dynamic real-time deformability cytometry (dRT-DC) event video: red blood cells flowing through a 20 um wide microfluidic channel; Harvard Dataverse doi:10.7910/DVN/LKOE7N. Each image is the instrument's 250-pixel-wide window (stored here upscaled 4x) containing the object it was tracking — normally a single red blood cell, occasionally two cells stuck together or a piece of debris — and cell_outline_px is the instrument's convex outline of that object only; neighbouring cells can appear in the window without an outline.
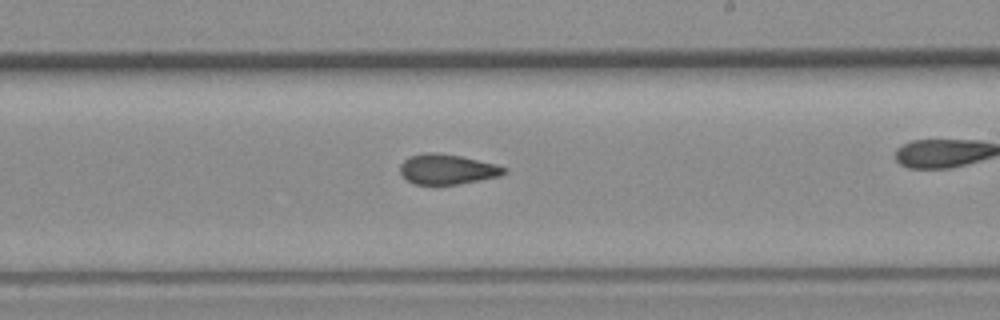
{"species": "common noctule bat (a hibernating species)", "species_latin": "Nyctalus noctula", "temperature_condition": "room temperature", "stored_images_in_passage": 34, "camera_frame_rate_fps": 3000, "um_per_image_px": 0.085, "animal": {"sex": "female", "body_mass_g": 19.3, "forearm_length_mm": 54.1}, "frame": {"image": 1, "passage_image": 25, "time_ms": 8.0, "image_size_px": [1000, 320], "cell_outline_px": [[508, 172], [500, 176], [480, 180], [456, 184], [412, 184], [400, 172], [400, 164], [404, 160], [412, 156], [460, 156], [496, 164], [508, 168]], "centroid_in_image_um": [38.1, 14.44], "position_along_channel_um": 250.9, "area_um2": 17.34}}